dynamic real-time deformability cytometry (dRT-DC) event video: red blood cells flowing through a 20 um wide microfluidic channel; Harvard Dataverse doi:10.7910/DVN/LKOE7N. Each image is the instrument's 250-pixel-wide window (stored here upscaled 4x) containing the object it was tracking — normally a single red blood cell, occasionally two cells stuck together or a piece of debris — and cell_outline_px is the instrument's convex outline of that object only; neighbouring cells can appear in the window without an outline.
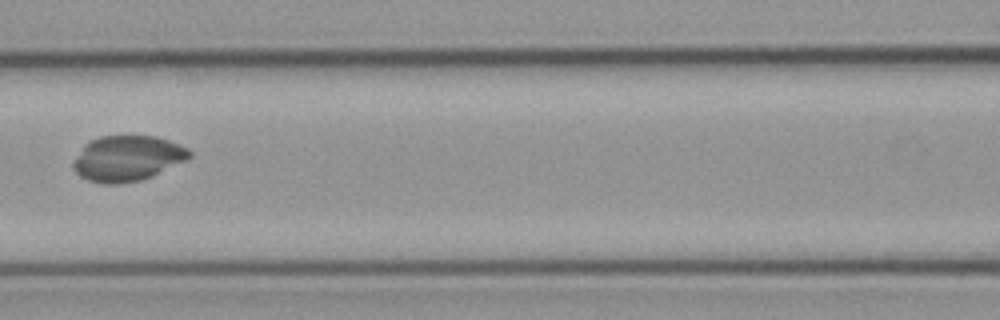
{"species": "common noctule bat (a hibernating species)", "species_latin": "Nyctalus noctula", "temperature_condition": "cold", "stored_images_in_passage": 6, "camera_frame_rate_fps": 3000, "um_per_image_px": 0.085, "animal": {"sex": "male", "body_mass_g": 23.1, "forearm_length_mm": 52.7}, "frame": {"image": 1, "passage_image": 3, "time_ms": 2.333, "image_size_px": [1000, 320], "cell_outline_px": [[192, 156], [152, 176], [140, 180], [116, 184], [104, 184], [88, 180], [80, 176], [72, 168], [72, 164], [76, 156], [84, 144], [88, 140], [100, 136], [156, 136], [168, 140], [188, 148], [192, 152]], "centroid_in_image_um": [10.79, 13.45], "position_along_channel_um": 155.8, "area_um2": 30.69}}
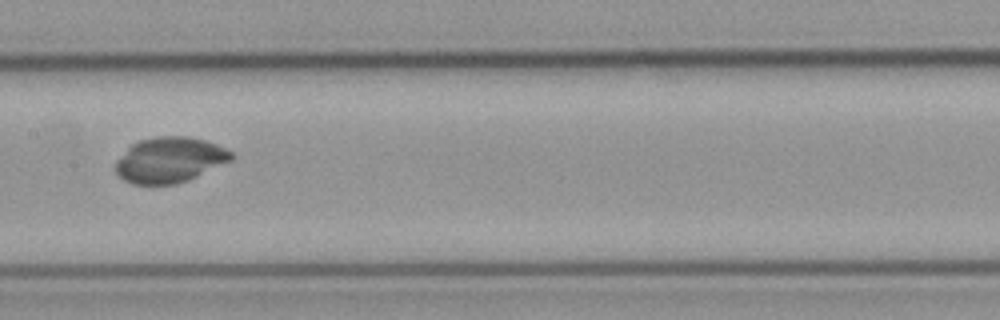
{"frame": {"image": 2, "passage_image": 4, "time_ms": 3.333, "image_size_px": [1000, 320], "cell_outline_px": [[236, 156], [232, 160], [188, 180], [176, 184], [132, 184], [124, 180], [116, 172], [116, 160], [132, 144], [140, 140], [160, 136], [188, 136], [204, 140], [216, 144], [232, 152]], "centroid_in_image_um": [14.44, 13.59], "position_along_channel_um": 193.0, "area_um2": 30.52}}